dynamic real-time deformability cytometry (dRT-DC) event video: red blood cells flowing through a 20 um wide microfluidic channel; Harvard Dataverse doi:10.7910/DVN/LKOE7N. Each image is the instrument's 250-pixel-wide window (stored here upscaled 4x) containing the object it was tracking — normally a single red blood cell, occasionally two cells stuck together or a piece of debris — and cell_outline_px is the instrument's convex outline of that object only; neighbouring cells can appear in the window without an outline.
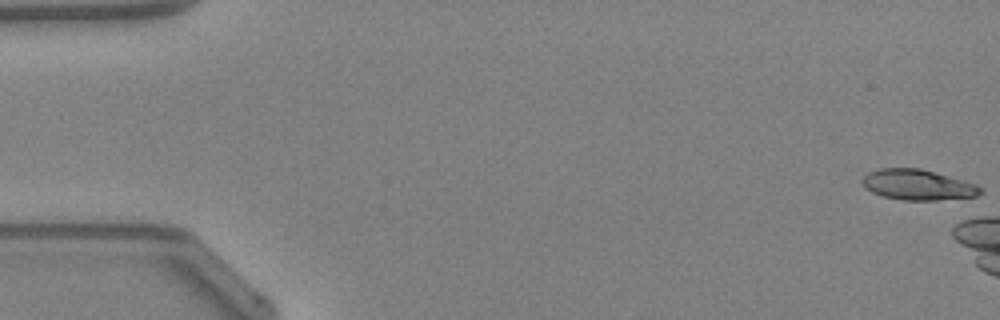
{"species": "Egyptian fruit bat (a non-hibernating species)", "species_latin": "Rousettus aegyptiacus", "temperature_condition": "warm", "stored_images_in_passage": 10, "camera_frame_rate_fps": 3000, "um_per_image_px": 0.085, "animal": {"sex": "female"}, "frame": {"image": 1, "passage_image": 1, "time_ms": 0.0, "image_size_px": [1000, 320], "cell_outline_px": [[984, 192], [976, 196], [936, 200], [904, 200], [884, 196], [872, 192], [864, 188], [860, 180], [868, 172], [880, 168], [920, 168], [976, 184], [984, 188]], "centroid_in_image_um": [78.0, 15.7], "position_along_channel_um": 7.0, "area_um2": 20.98}}